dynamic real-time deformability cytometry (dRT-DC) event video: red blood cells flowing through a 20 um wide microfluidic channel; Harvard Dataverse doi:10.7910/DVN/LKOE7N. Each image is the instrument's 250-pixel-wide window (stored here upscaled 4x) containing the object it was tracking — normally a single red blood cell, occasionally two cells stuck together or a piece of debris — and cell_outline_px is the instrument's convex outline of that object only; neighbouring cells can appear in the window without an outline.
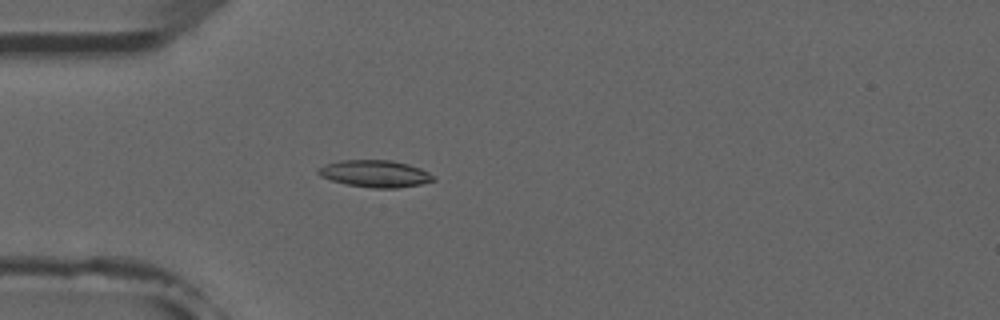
{"species": "common noctule bat (a hibernating species)", "species_latin": "Nyctalus noctula", "temperature_condition": "room temperature", "stored_images_in_passage": 5, "camera_frame_rate_fps": 3000, "um_per_image_px": 0.085, "animal": {"sex": "male", "forearm_length_mm": 52.5}, "frame": {"image": 1, "passage_image": 5, "time_ms": 4.667, "image_size_px": [1000, 320], "cell_outline_px": [[436, 180], [420, 184], [396, 188], [372, 188], [348, 184], [332, 180], [320, 176], [316, 172], [324, 164], [340, 160], [392, 160], [408, 164], [420, 168], [436, 176]], "centroid_in_image_um": [31.9, 14.75], "position_along_channel_um": 53.1, "area_um2": 18.09}}